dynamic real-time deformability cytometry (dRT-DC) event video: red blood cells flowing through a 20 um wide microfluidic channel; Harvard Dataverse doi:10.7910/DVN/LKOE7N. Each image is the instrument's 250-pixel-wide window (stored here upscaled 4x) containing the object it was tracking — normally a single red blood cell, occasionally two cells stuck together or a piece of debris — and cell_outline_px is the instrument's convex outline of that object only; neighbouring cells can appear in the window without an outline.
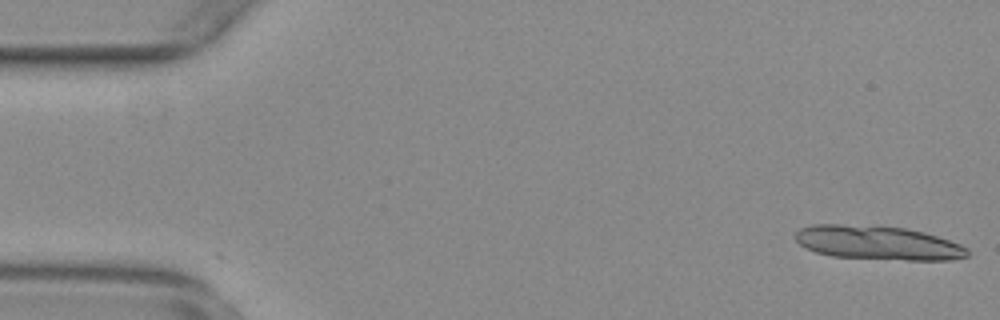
{"species": "common noctule bat (a hibernating species)", "species_latin": "Nyctalus noctula", "temperature_condition": "warm", "stored_images_in_passage": 13, "camera_frame_rate_fps": 3000, "um_per_image_px": 0.085, "animal": {"sex": "female", "body_mass_g": 29.2, "forearm_length_mm": 56.3}, "frame": {"image": 1, "passage_image": 1, "time_ms": 0.0, "image_size_px": [1000, 320], "cell_outline_px": [[968, 256], [952, 260], [908, 260], [832, 256], [816, 252], [800, 244], [792, 236], [800, 228], [812, 224], [840, 224], [908, 228], [924, 232], [960, 244], [968, 248]], "centroid_in_image_um": [74.61, 20.63], "position_along_channel_um": 10.4, "area_um2": 33.99}}